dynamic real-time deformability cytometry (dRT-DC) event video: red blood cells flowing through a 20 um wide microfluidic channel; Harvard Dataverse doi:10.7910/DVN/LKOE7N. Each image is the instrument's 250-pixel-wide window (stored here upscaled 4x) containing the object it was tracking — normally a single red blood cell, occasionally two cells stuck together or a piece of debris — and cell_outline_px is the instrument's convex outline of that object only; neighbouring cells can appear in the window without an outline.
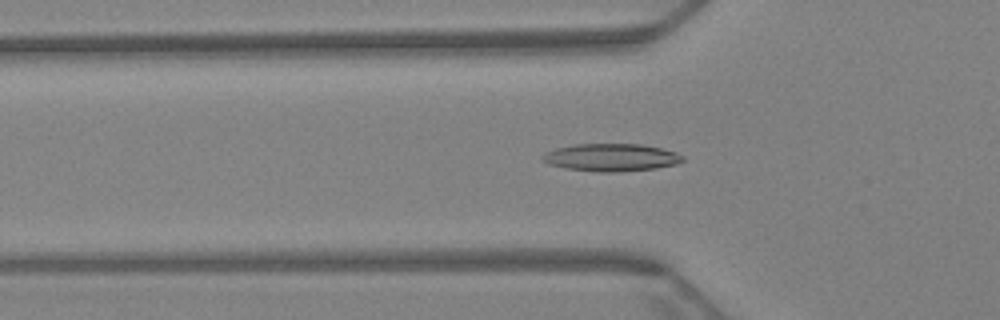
{"species": "Egyptian fruit bat (a non-hibernating species)", "species_latin": "Rousettus aegyptiacus", "temperature_condition": "warm", "stored_images_in_passage": 65, "camera_frame_rate_fps": 3000, "um_per_image_px": 0.085, "animal": {"sex": "female"}, "frame": {"image": 1, "passage_image": 22, "time_ms": 7.0, "image_size_px": [1000, 320], "cell_outline_px": [[684, 160], [676, 164], [656, 168], [620, 172], [596, 172], [564, 168], [548, 164], [540, 160], [540, 156], [544, 152], [556, 148], [572, 144], [640, 144], [660, 148], [676, 152], [684, 156]], "centroid_in_image_um": [51.89, 13.38], "position_along_channel_um": 73.9, "area_um2": 22.83}}
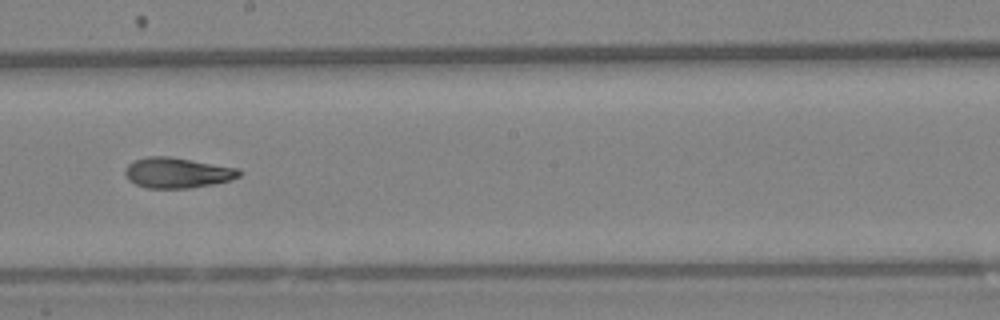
{"frame": {"image": 2, "passage_image": 37, "time_ms": 12.0, "image_size_px": [1000, 320], "cell_outline_px": [[244, 172], [240, 176], [232, 180], [212, 184], [188, 188], [148, 188], [136, 184], [128, 180], [124, 172], [124, 168], [132, 160], [148, 156], [168, 156], [240, 168]], "centroid_in_image_um": [15.08, 14.68], "position_along_channel_um": 233.1, "area_um2": 20.46}}
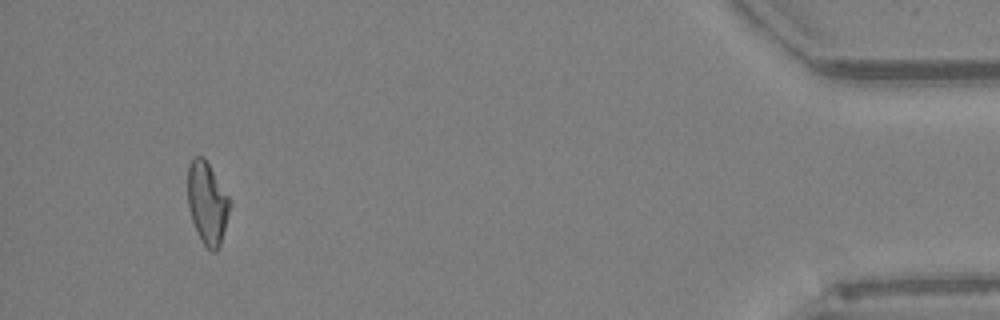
{"frame": {"image": 3, "passage_image": 61, "time_ms": 20.0, "image_size_px": [1000, 320], "cell_outline_px": [[232, 204], [220, 244], [216, 252], [212, 252], [200, 240], [192, 220], [188, 208], [188, 164], [192, 156], [204, 156], [232, 200]], "centroid_in_image_um": [17.63, 17.22], "position_along_channel_um": 417.6, "area_um2": 20.52}, "authors_computed_cell_mechanics": {"area_um2": 20.519, "velocity_mm_per_s": 3.1937, "shape_relaxation_time_tau1_ms": null, "shape_relaxation_time_tau2_ms": 2.6535, "deformation_change_tau1": null, "deformation_change_tau2": 0.0983}}